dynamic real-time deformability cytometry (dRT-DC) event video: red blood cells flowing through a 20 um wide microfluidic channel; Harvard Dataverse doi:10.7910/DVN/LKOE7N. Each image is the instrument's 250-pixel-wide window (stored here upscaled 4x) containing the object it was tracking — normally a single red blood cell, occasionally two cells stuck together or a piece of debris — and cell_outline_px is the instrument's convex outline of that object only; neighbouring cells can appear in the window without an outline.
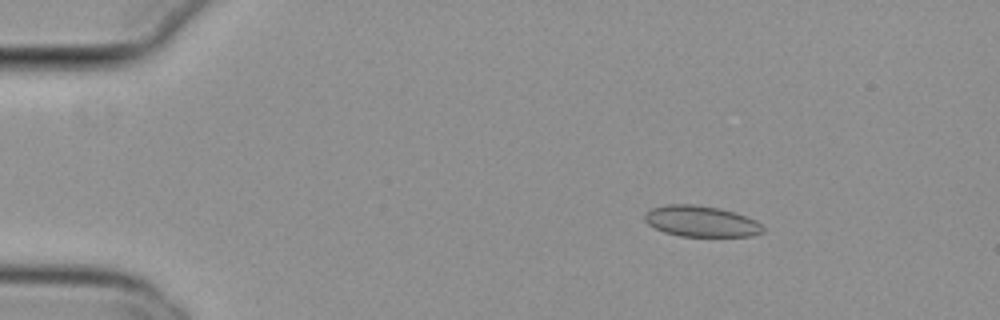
{"species": "common noctule bat (a hibernating species)", "species_latin": "Nyctalus noctula", "temperature_condition": "cold", "stored_images_in_passage": 54, "camera_frame_rate_fps": 3000, "um_per_image_px": 0.085, "animal": {"sex": "female", "body_mass_g": 29.2, "forearm_length_mm": 56.3}, "frame": {"image": 1, "passage_image": 8, "time_ms": 2.333, "image_size_px": [1000, 320], "cell_outline_px": [[764, 232], [752, 236], [680, 236], [664, 232], [648, 224], [644, 220], [644, 216], [652, 208], [668, 204], [696, 204], [720, 208], [756, 220], [764, 228]], "centroid_in_image_um": [59.59, 18.81], "position_along_channel_um": 25.4, "area_um2": 21.21}}
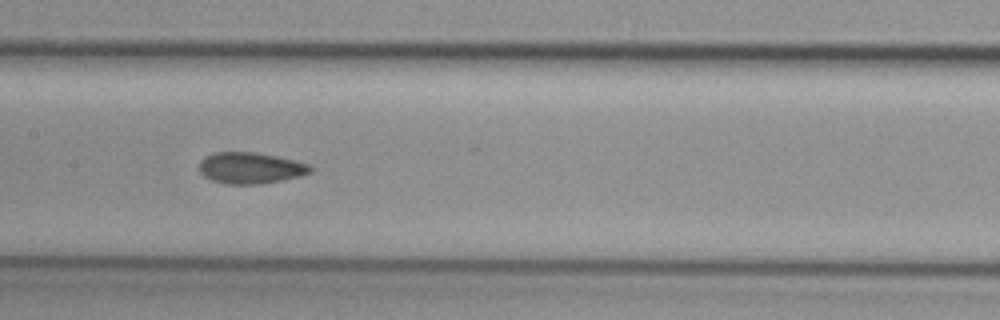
{"frame": {"image": 2, "passage_image": 27, "time_ms": 8.667, "image_size_px": [1000, 320], "cell_outline_px": [[312, 172], [300, 176], [260, 184], [224, 184], [212, 180], [204, 176], [200, 172], [200, 160], [204, 156], [216, 152], [252, 152], [276, 156], [308, 164], [312, 168]], "centroid_in_image_um": [21.25, 14.28], "position_along_channel_um": 186.1, "area_um2": 20.11}}
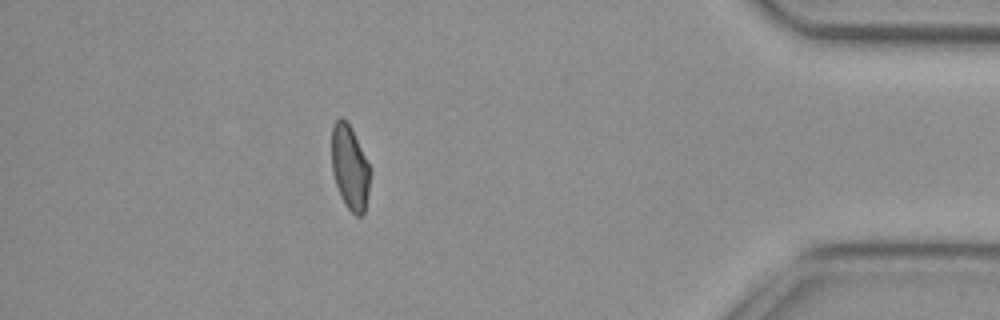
{"frame": {"image": 3, "passage_image": 48, "time_ms": 15.667, "image_size_px": [1000, 320], "cell_outline_px": [[372, 172], [364, 212], [360, 216], [356, 216], [344, 204], [340, 196], [332, 172], [332, 124], [340, 116], [352, 128], [372, 168]], "centroid_in_image_um": [29.76, 14.22], "position_along_channel_um": 405.4, "area_um2": 19.25}, "authors_computed_cell_mechanics": {"area_um2": 20.3456, "velocity_mm_per_s": 3.7869, "shape_relaxation_time_tau1_ms": null, "shape_relaxation_time_tau2_ms": 3.2886, "deformation_change_tau1": null, "deformation_change_tau2": 0.0822}}